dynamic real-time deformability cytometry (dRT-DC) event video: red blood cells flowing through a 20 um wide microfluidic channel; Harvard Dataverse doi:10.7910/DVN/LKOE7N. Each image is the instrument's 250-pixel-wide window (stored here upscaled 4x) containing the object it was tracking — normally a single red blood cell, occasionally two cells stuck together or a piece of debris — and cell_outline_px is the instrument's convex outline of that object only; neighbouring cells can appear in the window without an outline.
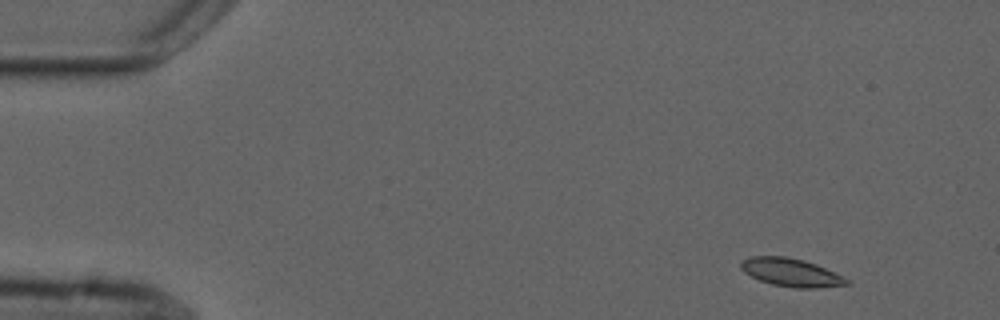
{"species": "common noctule bat (a hibernating species)", "species_latin": "Nyctalus noctula", "temperature_condition": "cold", "stored_images_in_passage": 4, "camera_frame_rate_fps": 3000, "um_per_image_px": 0.085, "animal": {"sex": "male", "forearm_length_mm": 52.5}, "frame": {"image": 1, "passage_image": 1, "time_ms": 0.0, "image_size_px": [1000, 320], "cell_outline_px": [[852, 284], [816, 288], [796, 288], [772, 284], [760, 280], [744, 272], [740, 268], [740, 264], [744, 260], [752, 256], [788, 256], [804, 260], [816, 264], [848, 280]], "centroid_in_image_um": [67.22, 23.15], "position_along_channel_um": 17.8, "area_um2": 17.11}}